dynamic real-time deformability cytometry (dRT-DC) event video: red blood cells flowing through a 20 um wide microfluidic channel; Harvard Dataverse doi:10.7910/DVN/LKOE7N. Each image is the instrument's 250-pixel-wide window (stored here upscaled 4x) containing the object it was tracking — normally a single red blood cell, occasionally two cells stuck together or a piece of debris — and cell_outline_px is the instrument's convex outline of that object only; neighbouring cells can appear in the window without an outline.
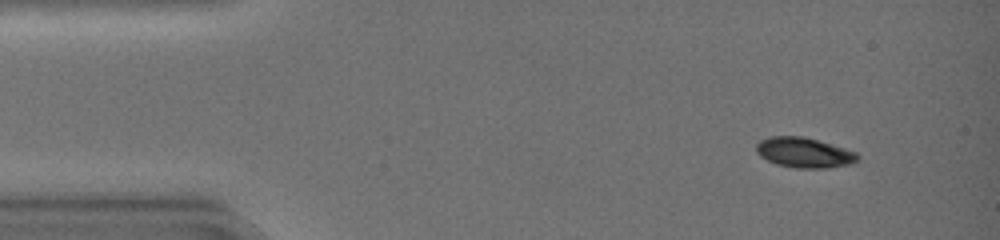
{"species": "common noctule bat (a hibernating species)", "species_latin": "Nyctalus noctula", "temperature_condition": "warm", "stored_images_in_passage": 44, "camera_frame_rate_fps": 3000, "um_per_image_px": 0.085, "animal": {"sex": "female", "body_mass_g": 19.0, "forearm_length_mm": 51.5}, "frame": {"image": 1, "passage_image": 5, "time_ms": 1.333, "image_size_px": [1000, 240], "cell_outline_px": [[860, 160], [848, 164], [828, 168], [796, 168], [776, 164], [760, 156], [756, 152], [756, 144], [760, 140], [772, 136], [800, 136], [816, 140], [844, 148], [856, 152]], "centroid_in_image_um": [68.33, 12.98], "position_along_channel_um": 16.7, "area_um2": 17.63}}
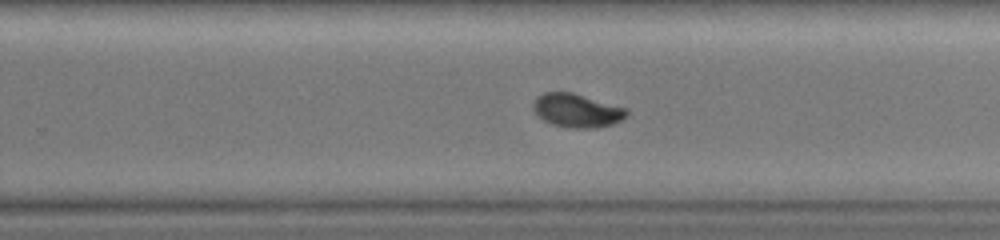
{"frame": {"image": 2, "passage_image": 29, "time_ms": 9.333, "image_size_px": [1000, 240], "cell_outline_px": [[628, 112], [620, 120], [612, 124], [596, 128], [572, 128], [552, 124], [544, 120], [532, 108], [532, 104], [544, 92], [572, 92], [628, 108]], "centroid_in_image_um": [49.05, 9.39], "position_along_channel_um": 280.7, "area_um2": 18.09}}
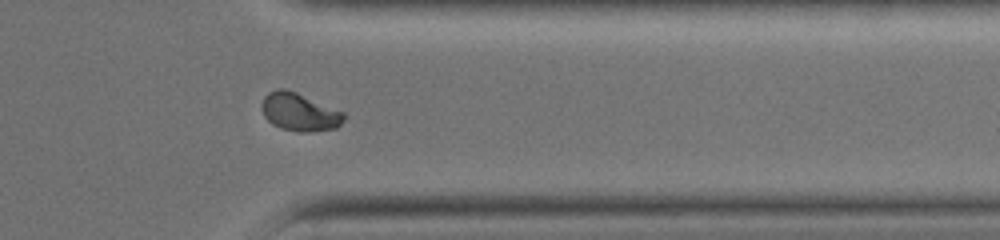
{"frame": {"image": 3, "passage_image": 36, "time_ms": 11.667, "image_size_px": [1000, 240], "cell_outline_px": [[344, 120], [336, 128], [280, 128], [272, 124], [264, 116], [260, 108], [260, 104], [264, 96], [268, 92], [276, 88], [284, 88], [296, 92], [344, 112]], "centroid_in_image_um": [25.37, 9.43], "position_along_channel_um": 386.0, "area_um2": 17.34}, "authors_computed_cell_mechanics": {"area_um2": 18.1203, "velocity_mm_per_s": 4.4546, "shape_relaxation_time_tau1_ms": 2.5844, "shape_relaxation_time_tau2_ms": 1.4295, "deformation_change_tau1": 0.1699, "deformation_change_tau2": 0.0342}}